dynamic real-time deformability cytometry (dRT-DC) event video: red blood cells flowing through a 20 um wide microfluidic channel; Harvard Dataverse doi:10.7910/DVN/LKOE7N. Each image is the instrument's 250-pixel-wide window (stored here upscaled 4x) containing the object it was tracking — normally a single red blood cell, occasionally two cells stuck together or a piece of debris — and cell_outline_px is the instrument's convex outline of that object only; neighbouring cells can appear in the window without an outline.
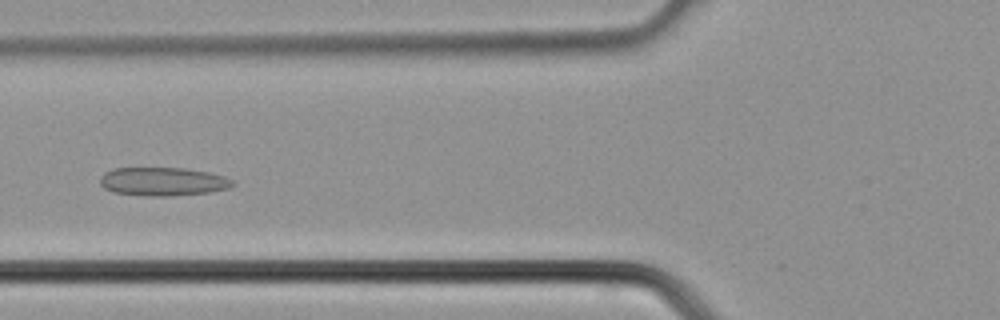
{"species": "common noctule bat (a hibernating species)", "species_latin": "Nyctalus noctula", "temperature_condition": "cold", "stored_images_in_passage": 37, "segment_of_instrument_passage": [1, 2], "camera_frame_rate_fps": 3000, "um_per_image_px": 0.085, "animal": {"sex": "male", "body_mass_g": 21.5, "forearm_length_mm": 52.0}, "frame": {"image": 1, "passage_image": 13, "time_ms": 4.0, "image_size_px": [1000, 320], "cell_outline_px": [[236, 184], [228, 188], [208, 192], [172, 196], [148, 196], [112, 192], [104, 188], [100, 184], [100, 176], [104, 172], [112, 168], [184, 168], [208, 172], [224, 176], [232, 180]], "centroid_in_image_um": [13.81, 15.43], "position_along_channel_um": 112.0, "area_um2": 22.08}}
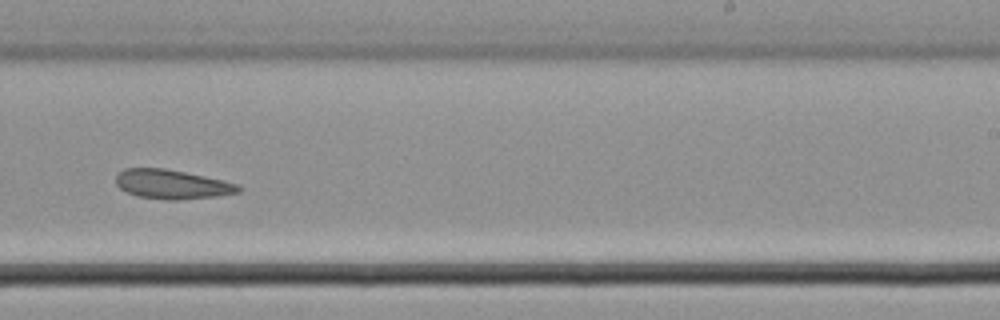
{"frame": {"image": 2, "passage_image": 22, "time_ms": 7.0, "image_size_px": [1000, 320], "cell_outline_px": [[240, 192], [216, 196], [180, 200], [164, 200], [136, 196], [120, 188], [116, 184], [116, 176], [124, 168], [164, 168], [224, 180], [240, 184]], "centroid_in_image_um": [14.63, 15.67], "position_along_channel_um": 274.4, "area_um2": 20.92}}
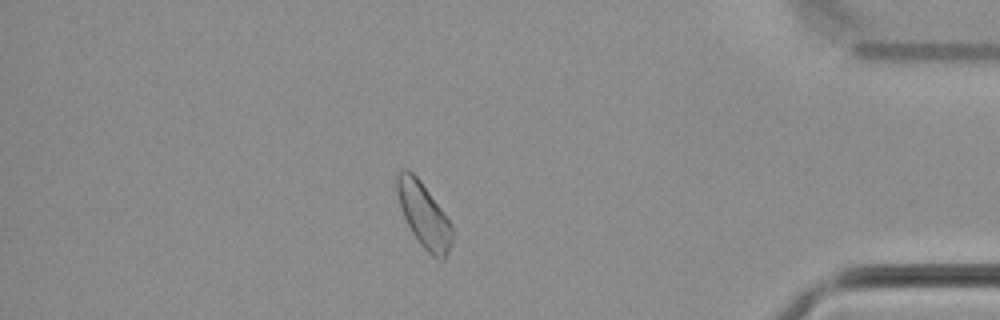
{"frame": {"image": 3, "passage_image": 31, "time_ms": 10.0, "image_size_px": [1000, 320], "cell_outline_px": [[456, 232], [452, 244], [444, 260], [432, 256], [420, 244], [412, 232], [404, 216], [396, 192], [396, 172], [400, 168], [408, 168], [420, 180], [452, 224]], "centroid_in_image_um": [36.05, 18.27], "position_along_channel_um": 399.2, "area_um2": 20.98}}